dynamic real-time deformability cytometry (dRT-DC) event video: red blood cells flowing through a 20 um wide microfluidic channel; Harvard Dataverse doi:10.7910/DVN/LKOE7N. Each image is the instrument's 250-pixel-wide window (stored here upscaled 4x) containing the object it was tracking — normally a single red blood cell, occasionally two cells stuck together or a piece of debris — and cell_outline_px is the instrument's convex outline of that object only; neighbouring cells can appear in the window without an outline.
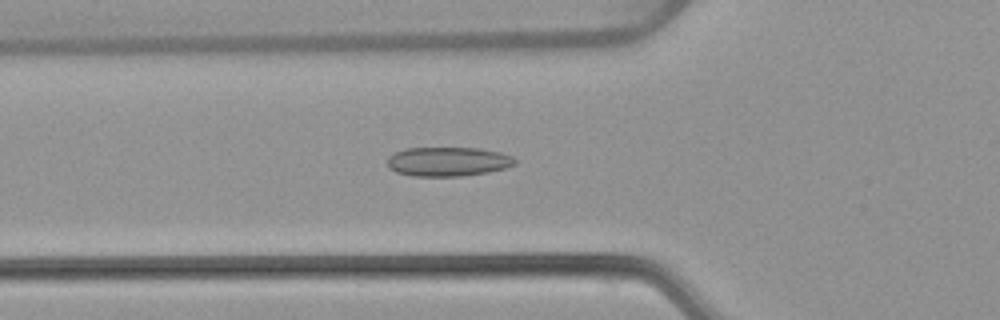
{"species": "common noctule bat (a hibernating species)", "species_latin": "Nyctalus noctula", "temperature_condition": "warm", "stored_images_in_passage": 52, "camera_frame_rate_fps": 3000, "um_per_image_px": 0.085, "animal": {"sex": "female", "body_mass_g": 22.7, "forearm_length_mm": 54.2}, "frame": {"image": 1, "passage_image": 18, "time_ms": 5.667, "image_size_px": [1000, 320], "cell_outline_px": [[516, 164], [504, 168], [488, 172], [464, 176], [412, 176], [396, 172], [388, 168], [388, 156], [404, 148], [480, 148], [500, 152], [512, 156], [516, 160]], "centroid_in_image_um": [38.07, 13.73], "position_along_channel_um": 87.7, "area_um2": 21.85}}
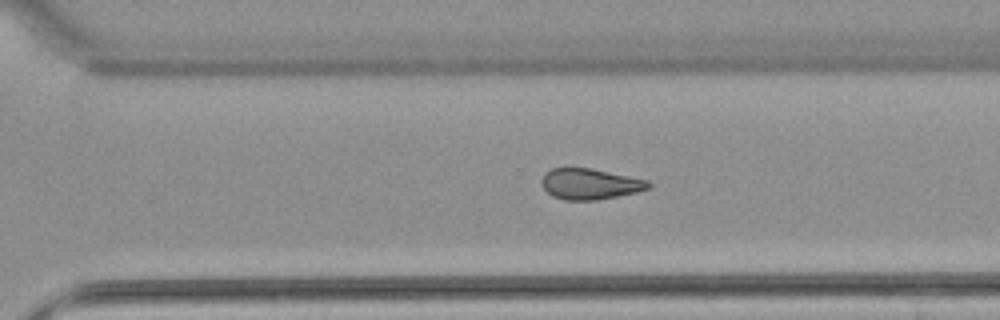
{"frame": {"image": 2, "passage_image": 36, "time_ms": 11.667, "image_size_px": [1000, 320], "cell_outline_px": [[652, 184], [648, 188], [636, 192], [596, 200], [564, 200], [552, 196], [540, 184], [540, 180], [544, 172], [552, 168], [592, 168], [648, 180]], "centroid_in_image_um": [50.1, 15.63], "position_along_channel_um": 320.5, "area_um2": 19.25}}
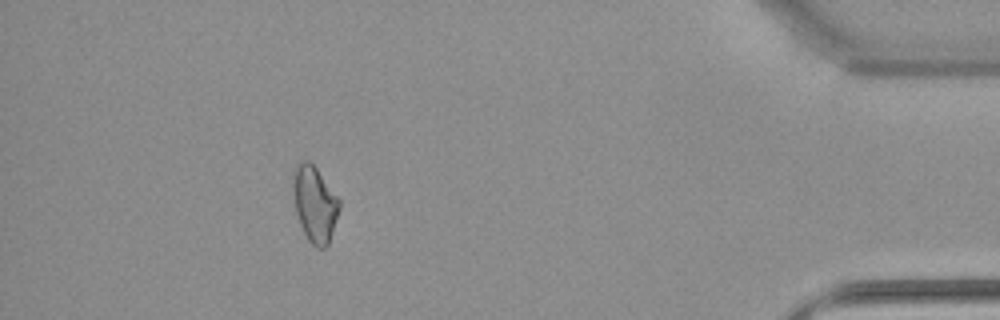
{"frame": {"image": 3, "passage_image": 47, "time_ms": 15.333, "image_size_px": [1000, 320], "cell_outline_px": [[340, 208], [328, 244], [324, 248], [316, 248], [308, 240], [300, 224], [296, 212], [292, 188], [292, 172], [296, 164], [300, 160], [308, 160], [316, 168], [340, 200]], "centroid_in_image_um": [26.72, 17.31], "position_along_channel_um": 408.5, "area_um2": 20.46}, "authors_computed_cell_mechanics": {"area_um2": 20.4901, "velocity_mm_per_s": 3.8765, "shape_relaxation_time_tau1_ms": null, "shape_relaxation_time_tau2_ms": 4.1269, "deformation_change_tau1": null, "deformation_change_tau2": 0.0959}}